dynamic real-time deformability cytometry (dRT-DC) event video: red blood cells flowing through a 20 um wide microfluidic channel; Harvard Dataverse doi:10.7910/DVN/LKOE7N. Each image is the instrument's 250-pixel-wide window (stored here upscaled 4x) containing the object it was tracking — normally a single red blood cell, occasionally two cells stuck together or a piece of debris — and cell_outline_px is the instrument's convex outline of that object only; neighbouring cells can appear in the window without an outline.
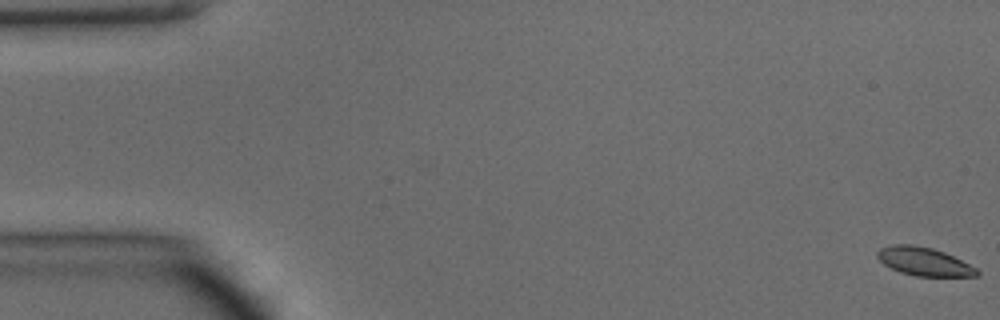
{"species": "common noctule bat (a hibernating species)", "species_latin": "Nyctalus noctula", "temperature_condition": "warm", "stored_images_in_passage": 49, "camera_frame_rate_fps": 3000, "um_per_image_px": 0.085, "animal": {"sex": "male", "body_mass_g": 15.6}, "frame": {"image": 1, "passage_image": 1, "time_ms": 0.0, "image_size_px": [1000, 320], "cell_outline_px": [[980, 272], [976, 276], [916, 276], [900, 272], [884, 264], [876, 256], [876, 252], [880, 248], [888, 244], [912, 244], [932, 248], [944, 252], [976, 268]], "centroid_in_image_um": [78.49, 22.21], "position_along_channel_um": 6.5, "area_um2": 16.36}}
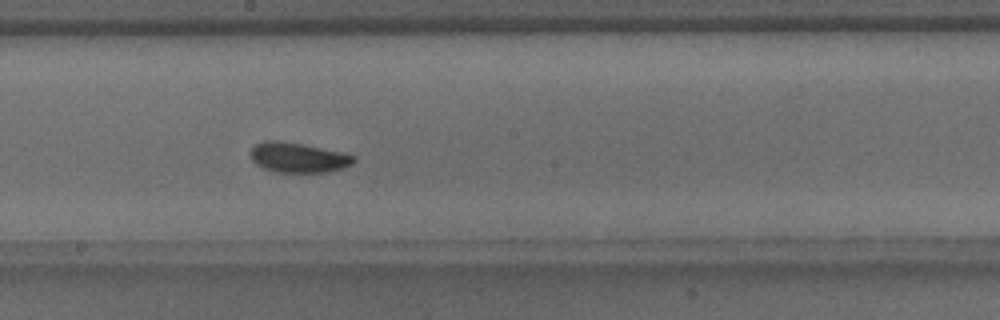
{"frame": {"image": 2, "passage_image": 27, "time_ms": 8.667, "image_size_px": [1000, 320], "cell_outline_px": [[356, 160], [352, 164], [344, 168], [328, 172], [276, 172], [264, 168], [256, 164], [252, 160], [252, 148], [256, 144], [264, 140], [276, 140], [300, 144], [340, 152], [356, 156]], "centroid_in_image_um": [25.36, 13.4], "position_along_channel_um": 222.8, "area_um2": 17.8}}
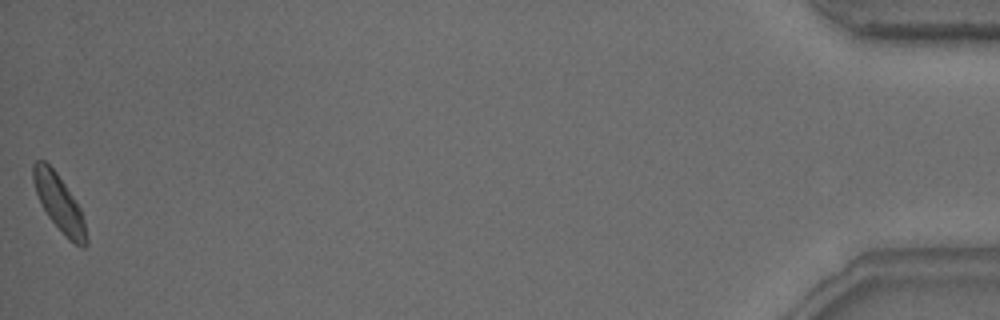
{"frame": {"image": 3, "passage_image": 49, "time_ms": 16.0, "image_size_px": [1000, 320], "cell_outline_px": [[88, 244], [84, 248], [80, 248], [68, 240], [48, 216], [36, 192], [32, 180], [32, 164], [36, 160], [44, 160], [56, 172], [80, 208], [84, 220], [88, 236]], "centroid_in_image_um": [5.05, 17.31], "position_along_channel_um": 430.2, "area_um2": 17.4}, "authors_computed_cell_mechanics": {"area_um2": 17.3978, "velocity_mm_per_s": 4.1715, "shape_relaxation_time_tau1_ms": 2.4694, "shape_relaxation_time_tau2_ms": 1.4161, "deformation_change_tau1": 0.0937, "deformation_change_tau2": 0.0644}}